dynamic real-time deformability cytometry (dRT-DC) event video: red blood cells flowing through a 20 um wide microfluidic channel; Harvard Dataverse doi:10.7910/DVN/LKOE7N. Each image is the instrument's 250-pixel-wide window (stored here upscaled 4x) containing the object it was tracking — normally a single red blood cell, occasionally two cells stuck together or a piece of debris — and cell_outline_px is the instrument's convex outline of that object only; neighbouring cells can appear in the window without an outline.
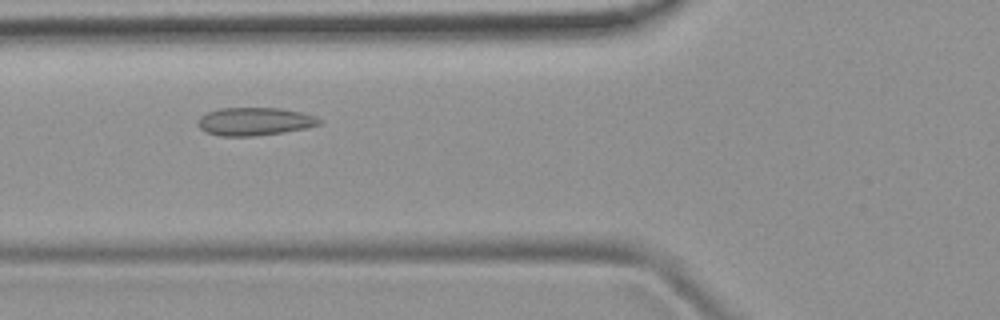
{"species": "common noctule bat (a hibernating species)", "species_latin": "Nyctalus noctula", "temperature_condition": "room temperature", "stored_images_in_passage": 46, "camera_frame_rate_fps": 3000, "um_per_image_px": 0.085, "animal": {"sex": "female", "body_mass_g": 19.9}, "frame": {"image": 1, "passage_image": 14, "time_ms": 4.333, "image_size_px": [1000, 320], "cell_outline_px": [[324, 120], [320, 124], [304, 128], [284, 132], [252, 136], [220, 136], [208, 132], [200, 128], [196, 124], [200, 116], [208, 112], [220, 108], [280, 108], [300, 112], [316, 116]], "centroid_in_image_um": [21.65, 10.32], "position_along_channel_um": 104.2, "area_um2": 19.77}}
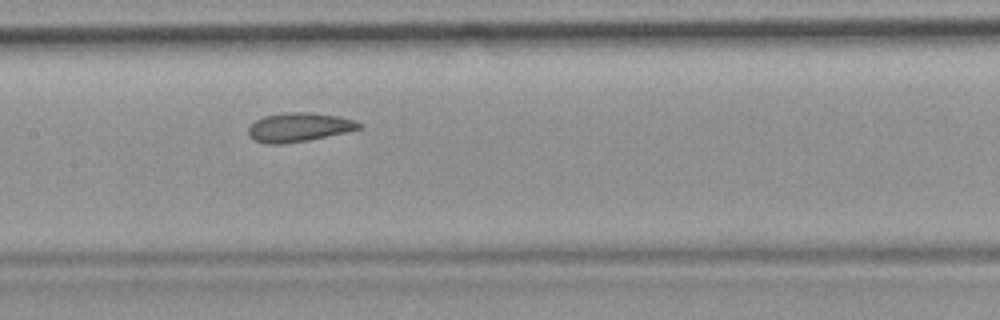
{"frame": {"image": 2, "passage_image": 20, "time_ms": 6.333, "image_size_px": [1000, 320], "cell_outline_px": [[364, 128], [348, 132], [308, 140], [284, 144], [264, 144], [248, 136], [248, 128], [256, 120], [264, 116], [284, 112], [308, 112], [340, 116], [356, 120], [364, 124]], "centroid_in_image_um": [25.47, 10.81], "position_along_channel_um": 181.9, "area_um2": 19.02}}
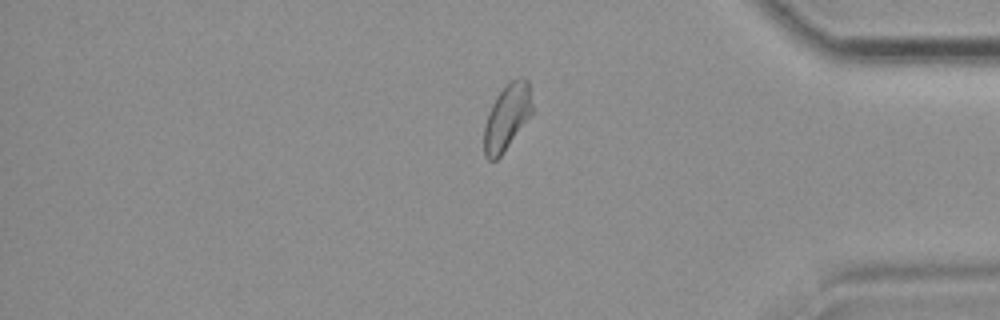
{"frame": {"image": 3, "passage_image": 38, "time_ms": 12.333, "image_size_px": [1000, 320], "cell_outline_px": [[532, 112], [500, 156], [496, 160], [488, 160], [484, 156], [484, 124], [488, 112], [496, 96], [512, 80], [520, 76], [524, 76], [528, 80], [532, 104]], "centroid_in_image_um": [43.07, 9.94], "position_along_channel_um": 392.1, "area_um2": 18.15}, "authors_computed_cell_mechanics": {"area_um2": 19.0162, "velocity_mm_per_s": 3.8908, "shape_relaxation_time_tau1_ms": null, "shape_relaxation_time_tau2_ms": 1.4388, "deformation_change_tau1": null, "deformation_change_tau2": 0.0579}}